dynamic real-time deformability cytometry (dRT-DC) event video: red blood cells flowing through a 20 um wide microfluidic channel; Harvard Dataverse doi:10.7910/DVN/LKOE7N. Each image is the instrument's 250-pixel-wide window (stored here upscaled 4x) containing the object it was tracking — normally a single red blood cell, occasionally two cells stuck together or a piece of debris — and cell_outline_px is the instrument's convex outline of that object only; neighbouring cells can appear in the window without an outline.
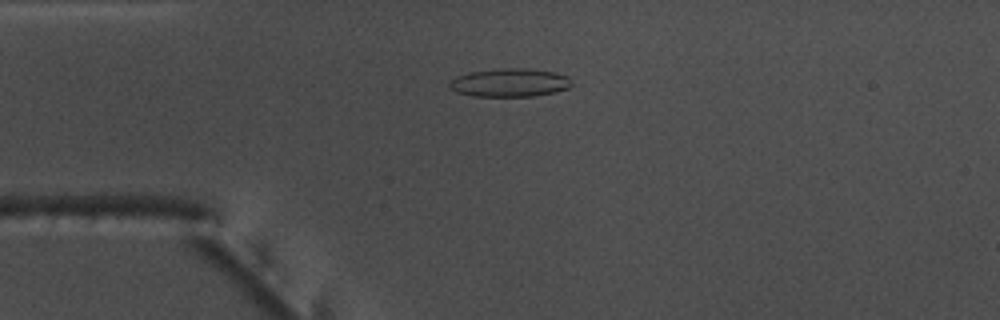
{"species": "common noctule bat (a hibernating species)", "species_latin": "Nyctalus noctula", "temperature_condition": "warm", "stored_images_in_passage": 37, "camera_frame_rate_fps": 3000, "um_per_image_px": 0.085, "animal": {"sex": "male", "body_mass_g": 17.5, "forearm_length_mm": 52.3}, "frame": {"image": 1, "passage_image": 4, "time_ms": 1.0, "image_size_px": [1000, 320], "cell_outline_px": [[572, 84], [568, 88], [556, 92], [532, 96], [472, 96], [456, 92], [448, 84], [456, 76], [472, 72], [504, 68], [528, 68], [556, 72], [568, 76], [572, 80]], "centroid_in_image_um": [43.38, 7.02], "position_along_channel_um": 41.6, "area_um2": 20.17}}
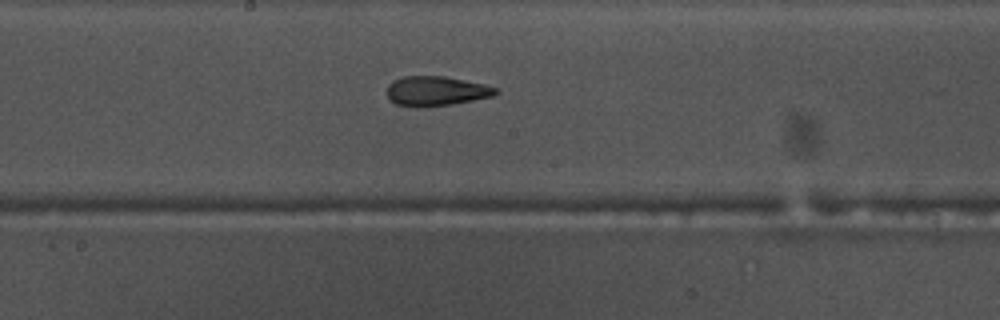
{"frame": {"image": 2, "passage_image": 19, "time_ms": 6.0, "image_size_px": [1000, 320], "cell_outline_px": [[500, 92], [496, 96], [452, 104], [420, 108], [412, 108], [396, 104], [388, 96], [388, 84], [392, 80], [404, 76], [444, 76], [484, 84], [500, 88]], "centroid_in_image_um": [37.11, 7.75], "position_along_channel_um": 211.1, "area_um2": 19.13}}
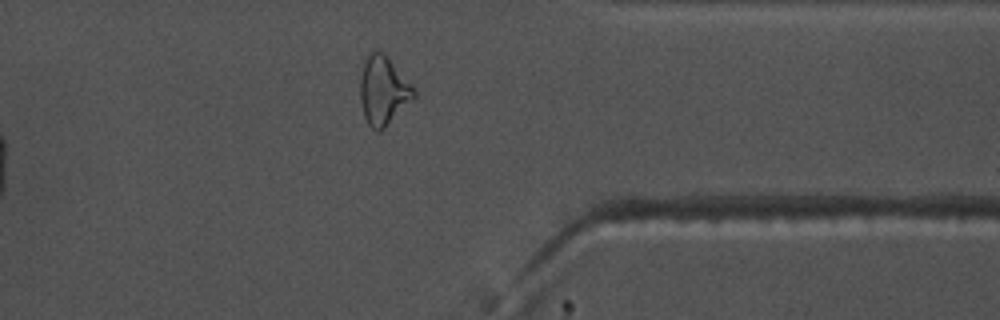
{"frame": {"image": 3, "passage_image": 33, "time_ms": 10.667, "image_size_px": [1000, 320], "cell_outline_px": [[416, 96], [380, 132], [376, 132], [368, 124], [364, 116], [360, 104], [360, 80], [364, 64], [368, 56], [376, 48], [384, 52], [416, 88]], "centroid_in_image_um": [32.59, 7.69], "position_along_channel_um": 378.8, "area_um2": 21.62}, "authors_computed_cell_mechanics": {"area_um2": 19.1318, "velocity_mm_per_s": 3.792, "shape_relaxation_time_tau1_ms": null, "shape_relaxation_time_tau2_ms": 2.3242, "deformation_change_tau1": null, "deformation_change_tau2": 0.1135}}